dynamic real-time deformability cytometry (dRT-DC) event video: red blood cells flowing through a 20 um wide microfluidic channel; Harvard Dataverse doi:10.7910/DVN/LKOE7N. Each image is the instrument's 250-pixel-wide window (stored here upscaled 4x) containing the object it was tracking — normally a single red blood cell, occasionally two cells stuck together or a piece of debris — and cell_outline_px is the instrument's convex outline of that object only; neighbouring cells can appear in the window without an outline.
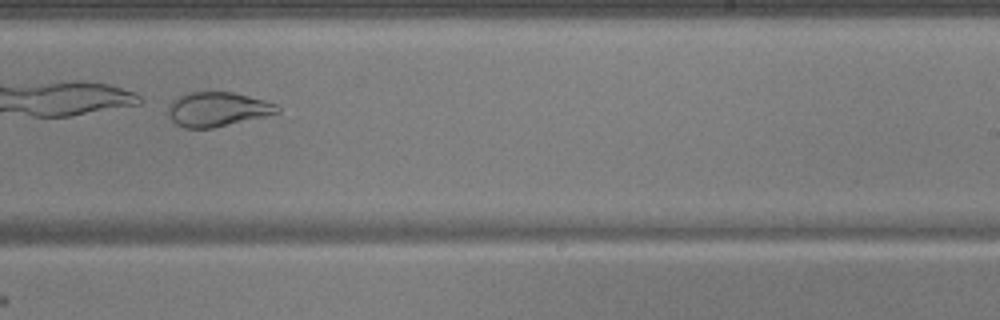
{"species": "common noctule bat (a hibernating species)", "species_latin": "Nyctalus noctula", "temperature_condition": "warm", "stored_images_in_passage": 43, "camera_frame_rate_fps": 3000, "um_per_image_px": 0.085, "animal": {"sex": "male", "body_mass_g": 17.9, "forearm_length_mm": 54.2}, "frame": {"image": 1, "passage_image": 25, "time_ms": 8.0, "image_size_px": [1000, 320], "cell_outline_px": [[280, 112], [264, 116], [212, 128], [184, 128], [176, 124], [172, 120], [168, 112], [168, 104], [176, 96], [192, 92], [232, 92], [264, 100], [276, 104], [280, 108]], "centroid_in_image_um": [18.45, 9.28], "position_along_channel_um": 270.6, "area_um2": 21.73}, "authors_computed_cell_mechanics": {"area_um2": 29.9404, "velocity_mm_per_s": 3.7702, "shape_relaxation_time_tau1_ms": 2.2221, "shape_relaxation_time_tau2_ms": 0.7958, "deformation_change_tau1": 0.3131, "deformation_change_tau2": 0.0846}}